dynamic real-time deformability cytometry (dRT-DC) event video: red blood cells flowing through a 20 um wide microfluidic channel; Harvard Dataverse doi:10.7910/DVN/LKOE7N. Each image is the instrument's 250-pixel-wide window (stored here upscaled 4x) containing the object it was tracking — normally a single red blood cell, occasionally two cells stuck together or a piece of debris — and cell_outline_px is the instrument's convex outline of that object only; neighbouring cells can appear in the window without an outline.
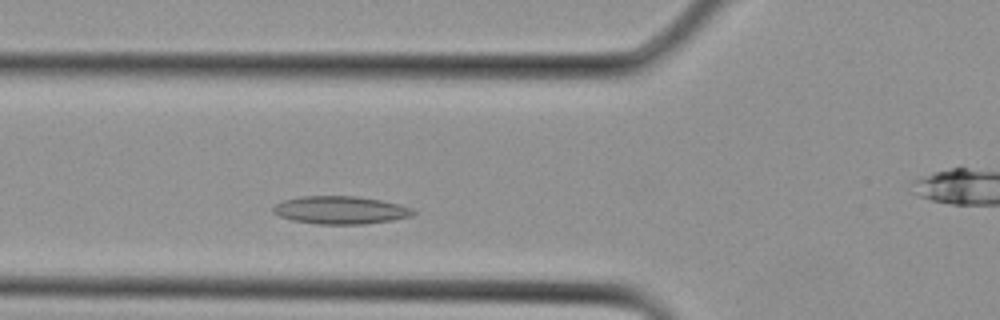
{"species": "Egyptian fruit bat (a non-hibernating species)", "species_latin": "Rousettus aegyptiacus", "temperature_condition": "cold", "stored_images_in_passage": 5, "camera_frame_rate_fps": 3000, "um_per_image_px": 0.085, "animal": {"sex": "female"}, "frame": {"image": 1, "passage_image": 3, "time_ms": 0.667, "image_size_px": [1000, 320], "cell_outline_px": [[416, 212], [412, 216], [392, 220], [364, 224], [316, 224], [296, 220], [280, 216], [272, 212], [272, 208], [276, 204], [284, 200], [300, 196], [356, 196], [380, 200], [400, 204], [412, 208]], "centroid_in_image_um": [28.96, 17.85], "position_along_channel_um": 96.8, "area_um2": 22.66}}
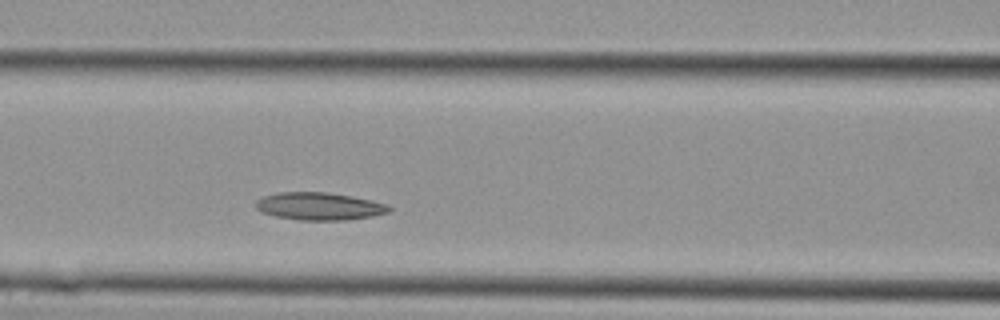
{"frame": {"image": 2, "passage_image": 5, "time_ms": 1.333, "image_size_px": [1000, 320], "cell_outline_px": [[392, 208], [388, 212], [372, 216], [344, 220], [300, 220], [276, 216], [260, 212], [256, 208], [256, 200], [264, 196], [276, 192], [328, 192], [352, 196], [388, 204]], "centroid_in_image_um": [27.12, 17.52], "position_along_channel_um": 139.5, "area_um2": 21.44}}